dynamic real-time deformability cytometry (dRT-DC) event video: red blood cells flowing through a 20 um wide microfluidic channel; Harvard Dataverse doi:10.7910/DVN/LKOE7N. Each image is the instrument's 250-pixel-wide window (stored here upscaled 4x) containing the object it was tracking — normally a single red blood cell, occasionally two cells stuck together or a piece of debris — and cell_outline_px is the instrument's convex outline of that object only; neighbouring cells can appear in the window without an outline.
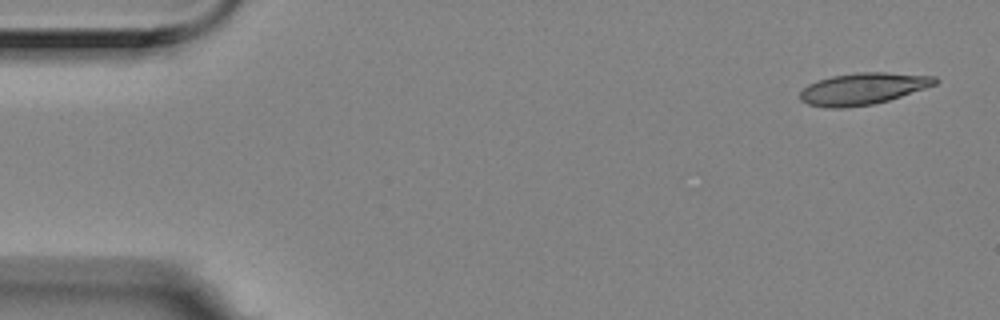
{"species": "Egyptian fruit bat (a non-hibernating species)", "species_latin": "Rousettus aegyptiacus", "temperature_condition": "room temperature", "stored_images_in_passage": 5, "camera_frame_rate_fps": 3000, "um_per_image_px": 0.085, "animal": {"sex": "female"}, "frame": {"image": 1, "passage_image": 1, "time_ms": 0.0, "image_size_px": [1000, 320], "cell_outline_px": [[940, 80], [936, 84], [888, 100], [872, 104], [844, 108], [828, 108], [808, 104], [800, 100], [800, 92], [808, 84], [832, 76], [856, 72], [884, 72], [936, 76]], "centroid_in_image_um": [73.35, 7.53], "position_along_channel_um": 11.7, "area_um2": 24.8}}
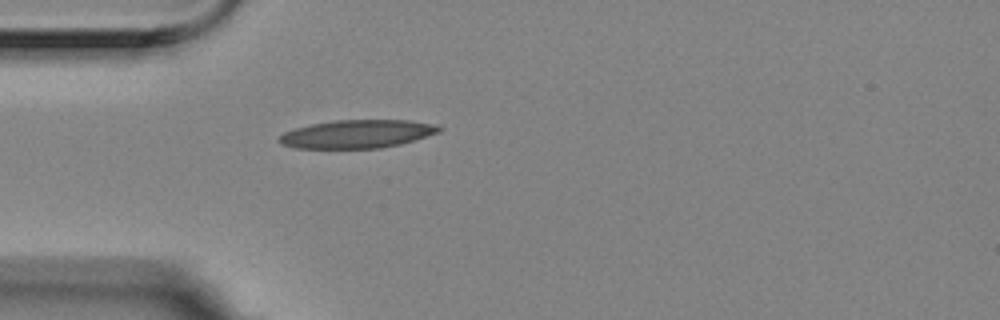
{"frame": {"image": 2, "passage_image": 5, "time_ms": 1.333, "image_size_px": [1000, 320], "cell_outline_px": [[444, 128], [440, 132], [400, 144], [380, 148], [296, 148], [280, 144], [276, 140], [284, 132], [296, 128], [312, 124], [332, 120], [408, 120], [436, 124]], "centroid_in_image_um": [30.36, 11.38], "position_along_channel_um": 54.6, "area_um2": 26.36}}